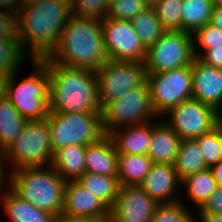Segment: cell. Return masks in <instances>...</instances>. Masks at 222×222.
I'll use <instances>...</instances> for the list:
<instances>
[{
  "instance_id": "obj_1",
  "label": "cell",
  "mask_w": 222,
  "mask_h": 222,
  "mask_svg": "<svg viewBox=\"0 0 222 222\" xmlns=\"http://www.w3.org/2000/svg\"><path fill=\"white\" fill-rule=\"evenodd\" d=\"M73 16L71 0H46L21 6L18 39L31 59L47 57L58 45L63 28Z\"/></svg>"
},
{
  "instance_id": "obj_2",
  "label": "cell",
  "mask_w": 222,
  "mask_h": 222,
  "mask_svg": "<svg viewBox=\"0 0 222 222\" xmlns=\"http://www.w3.org/2000/svg\"><path fill=\"white\" fill-rule=\"evenodd\" d=\"M40 60L49 73V112L102 113L96 72Z\"/></svg>"
},
{
  "instance_id": "obj_3",
  "label": "cell",
  "mask_w": 222,
  "mask_h": 222,
  "mask_svg": "<svg viewBox=\"0 0 222 222\" xmlns=\"http://www.w3.org/2000/svg\"><path fill=\"white\" fill-rule=\"evenodd\" d=\"M47 58L67 67L96 72L109 60L101 21L73 15L63 28L58 45Z\"/></svg>"
},
{
  "instance_id": "obj_4",
  "label": "cell",
  "mask_w": 222,
  "mask_h": 222,
  "mask_svg": "<svg viewBox=\"0 0 222 222\" xmlns=\"http://www.w3.org/2000/svg\"><path fill=\"white\" fill-rule=\"evenodd\" d=\"M10 189L36 208L62 215L66 181L51 166L22 167L10 171Z\"/></svg>"
},
{
  "instance_id": "obj_5",
  "label": "cell",
  "mask_w": 222,
  "mask_h": 222,
  "mask_svg": "<svg viewBox=\"0 0 222 222\" xmlns=\"http://www.w3.org/2000/svg\"><path fill=\"white\" fill-rule=\"evenodd\" d=\"M32 74L17 83V71L6 78V96L27 121H42L49 114V73L40 59H31Z\"/></svg>"
},
{
  "instance_id": "obj_6",
  "label": "cell",
  "mask_w": 222,
  "mask_h": 222,
  "mask_svg": "<svg viewBox=\"0 0 222 222\" xmlns=\"http://www.w3.org/2000/svg\"><path fill=\"white\" fill-rule=\"evenodd\" d=\"M4 156L10 171L51 165L53 150L48 120L27 121L16 140L4 151Z\"/></svg>"
},
{
  "instance_id": "obj_7",
  "label": "cell",
  "mask_w": 222,
  "mask_h": 222,
  "mask_svg": "<svg viewBox=\"0 0 222 222\" xmlns=\"http://www.w3.org/2000/svg\"><path fill=\"white\" fill-rule=\"evenodd\" d=\"M53 153L68 145L87 146L105 135L102 113L49 112Z\"/></svg>"
},
{
  "instance_id": "obj_8",
  "label": "cell",
  "mask_w": 222,
  "mask_h": 222,
  "mask_svg": "<svg viewBox=\"0 0 222 222\" xmlns=\"http://www.w3.org/2000/svg\"><path fill=\"white\" fill-rule=\"evenodd\" d=\"M157 118L159 117L153 109L146 81L141 86L110 100L102 108V126L105 134L123 126L144 124Z\"/></svg>"
},
{
  "instance_id": "obj_9",
  "label": "cell",
  "mask_w": 222,
  "mask_h": 222,
  "mask_svg": "<svg viewBox=\"0 0 222 222\" xmlns=\"http://www.w3.org/2000/svg\"><path fill=\"white\" fill-rule=\"evenodd\" d=\"M194 58L192 33L182 30H166L160 38L147 49L145 59L146 73H162L191 65Z\"/></svg>"
},
{
  "instance_id": "obj_10",
  "label": "cell",
  "mask_w": 222,
  "mask_h": 222,
  "mask_svg": "<svg viewBox=\"0 0 222 222\" xmlns=\"http://www.w3.org/2000/svg\"><path fill=\"white\" fill-rule=\"evenodd\" d=\"M151 102L159 120L182 101L192 98V70L186 65L170 71L147 74Z\"/></svg>"
},
{
  "instance_id": "obj_11",
  "label": "cell",
  "mask_w": 222,
  "mask_h": 222,
  "mask_svg": "<svg viewBox=\"0 0 222 222\" xmlns=\"http://www.w3.org/2000/svg\"><path fill=\"white\" fill-rule=\"evenodd\" d=\"M145 62L106 61L96 70L98 100L103 108L146 81Z\"/></svg>"
},
{
  "instance_id": "obj_12",
  "label": "cell",
  "mask_w": 222,
  "mask_h": 222,
  "mask_svg": "<svg viewBox=\"0 0 222 222\" xmlns=\"http://www.w3.org/2000/svg\"><path fill=\"white\" fill-rule=\"evenodd\" d=\"M109 60L145 62L147 49L141 43L131 20L105 18L101 21Z\"/></svg>"
},
{
  "instance_id": "obj_13",
  "label": "cell",
  "mask_w": 222,
  "mask_h": 222,
  "mask_svg": "<svg viewBox=\"0 0 222 222\" xmlns=\"http://www.w3.org/2000/svg\"><path fill=\"white\" fill-rule=\"evenodd\" d=\"M215 112V108L192 97L182 101L163 118L182 140L196 139L215 128Z\"/></svg>"
},
{
  "instance_id": "obj_14",
  "label": "cell",
  "mask_w": 222,
  "mask_h": 222,
  "mask_svg": "<svg viewBox=\"0 0 222 222\" xmlns=\"http://www.w3.org/2000/svg\"><path fill=\"white\" fill-rule=\"evenodd\" d=\"M158 204L139 185H121L109 222H151Z\"/></svg>"
},
{
  "instance_id": "obj_15",
  "label": "cell",
  "mask_w": 222,
  "mask_h": 222,
  "mask_svg": "<svg viewBox=\"0 0 222 222\" xmlns=\"http://www.w3.org/2000/svg\"><path fill=\"white\" fill-rule=\"evenodd\" d=\"M181 184L174 165L152 163L139 186L158 203H173L182 199L177 195Z\"/></svg>"
},
{
  "instance_id": "obj_16",
  "label": "cell",
  "mask_w": 222,
  "mask_h": 222,
  "mask_svg": "<svg viewBox=\"0 0 222 222\" xmlns=\"http://www.w3.org/2000/svg\"><path fill=\"white\" fill-rule=\"evenodd\" d=\"M192 97L212 108L222 107V69L195 57L191 63Z\"/></svg>"
},
{
  "instance_id": "obj_17",
  "label": "cell",
  "mask_w": 222,
  "mask_h": 222,
  "mask_svg": "<svg viewBox=\"0 0 222 222\" xmlns=\"http://www.w3.org/2000/svg\"><path fill=\"white\" fill-rule=\"evenodd\" d=\"M62 215L95 219H110V209L77 180L66 181Z\"/></svg>"
},
{
  "instance_id": "obj_18",
  "label": "cell",
  "mask_w": 222,
  "mask_h": 222,
  "mask_svg": "<svg viewBox=\"0 0 222 222\" xmlns=\"http://www.w3.org/2000/svg\"><path fill=\"white\" fill-rule=\"evenodd\" d=\"M157 121V122H156ZM182 139L163 118L152 120L148 156L153 163L174 165Z\"/></svg>"
},
{
  "instance_id": "obj_19",
  "label": "cell",
  "mask_w": 222,
  "mask_h": 222,
  "mask_svg": "<svg viewBox=\"0 0 222 222\" xmlns=\"http://www.w3.org/2000/svg\"><path fill=\"white\" fill-rule=\"evenodd\" d=\"M152 134V121L139 125L123 126L111 131L117 153L147 155Z\"/></svg>"
},
{
  "instance_id": "obj_20",
  "label": "cell",
  "mask_w": 222,
  "mask_h": 222,
  "mask_svg": "<svg viewBox=\"0 0 222 222\" xmlns=\"http://www.w3.org/2000/svg\"><path fill=\"white\" fill-rule=\"evenodd\" d=\"M85 158L86 172L117 177L118 153L108 134L86 146Z\"/></svg>"
},
{
  "instance_id": "obj_21",
  "label": "cell",
  "mask_w": 222,
  "mask_h": 222,
  "mask_svg": "<svg viewBox=\"0 0 222 222\" xmlns=\"http://www.w3.org/2000/svg\"><path fill=\"white\" fill-rule=\"evenodd\" d=\"M1 209L10 222H55V217L47 211L21 199L10 188L0 198Z\"/></svg>"
},
{
  "instance_id": "obj_22",
  "label": "cell",
  "mask_w": 222,
  "mask_h": 222,
  "mask_svg": "<svg viewBox=\"0 0 222 222\" xmlns=\"http://www.w3.org/2000/svg\"><path fill=\"white\" fill-rule=\"evenodd\" d=\"M86 146L68 145L53 153L51 166L65 181L78 180L86 172Z\"/></svg>"
},
{
  "instance_id": "obj_23",
  "label": "cell",
  "mask_w": 222,
  "mask_h": 222,
  "mask_svg": "<svg viewBox=\"0 0 222 222\" xmlns=\"http://www.w3.org/2000/svg\"><path fill=\"white\" fill-rule=\"evenodd\" d=\"M148 155L118 153L117 177L121 185H139L152 165Z\"/></svg>"
},
{
  "instance_id": "obj_24",
  "label": "cell",
  "mask_w": 222,
  "mask_h": 222,
  "mask_svg": "<svg viewBox=\"0 0 222 222\" xmlns=\"http://www.w3.org/2000/svg\"><path fill=\"white\" fill-rule=\"evenodd\" d=\"M181 186L184 187L186 194L184 200H190L196 209H200L218 187L210 168L186 177L182 180Z\"/></svg>"
},
{
  "instance_id": "obj_25",
  "label": "cell",
  "mask_w": 222,
  "mask_h": 222,
  "mask_svg": "<svg viewBox=\"0 0 222 222\" xmlns=\"http://www.w3.org/2000/svg\"><path fill=\"white\" fill-rule=\"evenodd\" d=\"M27 120L14 108L10 99L0 100V151H5L21 133Z\"/></svg>"
},
{
  "instance_id": "obj_26",
  "label": "cell",
  "mask_w": 222,
  "mask_h": 222,
  "mask_svg": "<svg viewBox=\"0 0 222 222\" xmlns=\"http://www.w3.org/2000/svg\"><path fill=\"white\" fill-rule=\"evenodd\" d=\"M77 181L109 209L114 206L120 187L118 177L85 172Z\"/></svg>"
},
{
  "instance_id": "obj_27",
  "label": "cell",
  "mask_w": 222,
  "mask_h": 222,
  "mask_svg": "<svg viewBox=\"0 0 222 222\" xmlns=\"http://www.w3.org/2000/svg\"><path fill=\"white\" fill-rule=\"evenodd\" d=\"M174 167L181 181L190 175L209 168L195 139L181 141Z\"/></svg>"
},
{
  "instance_id": "obj_28",
  "label": "cell",
  "mask_w": 222,
  "mask_h": 222,
  "mask_svg": "<svg viewBox=\"0 0 222 222\" xmlns=\"http://www.w3.org/2000/svg\"><path fill=\"white\" fill-rule=\"evenodd\" d=\"M213 3L211 0H183L182 31L194 33L211 21Z\"/></svg>"
},
{
  "instance_id": "obj_29",
  "label": "cell",
  "mask_w": 222,
  "mask_h": 222,
  "mask_svg": "<svg viewBox=\"0 0 222 222\" xmlns=\"http://www.w3.org/2000/svg\"><path fill=\"white\" fill-rule=\"evenodd\" d=\"M131 23L146 49L166 31L153 8L147 7L131 19Z\"/></svg>"
},
{
  "instance_id": "obj_30",
  "label": "cell",
  "mask_w": 222,
  "mask_h": 222,
  "mask_svg": "<svg viewBox=\"0 0 222 222\" xmlns=\"http://www.w3.org/2000/svg\"><path fill=\"white\" fill-rule=\"evenodd\" d=\"M29 55L23 50L18 38L0 37V77H9L17 71Z\"/></svg>"
},
{
  "instance_id": "obj_31",
  "label": "cell",
  "mask_w": 222,
  "mask_h": 222,
  "mask_svg": "<svg viewBox=\"0 0 222 222\" xmlns=\"http://www.w3.org/2000/svg\"><path fill=\"white\" fill-rule=\"evenodd\" d=\"M183 201L159 203L151 222H195V214H192L195 211L190 212L189 205L185 206Z\"/></svg>"
},
{
  "instance_id": "obj_32",
  "label": "cell",
  "mask_w": 222,
  "mask_h": 222,
  "mask_svg": "<svg viewBox=\"0 0 222 222\" xmlns=\"http://www.w3.org/2000/svg\"><path fill=\"white\" fill-rule=\"evenodd\" d=\"M182 6L183 0H161L153 8L165 30H182Z\"/></svg>"
},
{
  "instance_id": "obj_33",
  "label": "cell",
  "mask_w": 222,
  "mask_h": 222,
  "mask_svg": "<svg viewBox=\"0 0 222 222\" xmlns=\"http://www.w3.org/2000/svg\"><path fill=\"white\" fill-rule=\"evenodd\" d=\"M195 140L209 168L222 160V138L215 128L208 133L202 134Z\"/></svg>"
},
{
  "instance_id": "obj_34",
  "label": "cell",
  "mask_w": 222,
  "mask_h": 222,
  "mask_svg": "<svg viewBox=\"0 0 222 222\" xmlns=\"http://www.w3.org/2000/svg\"><path fill=\"white\" fill-rule=\"evenodd\" d=\"M192 35L195 57L199 58L207 49L214 46H222V30L210 22L198 28Z\"/></svg>"
},
{
  "instance_id": "obj_35",
  "label": "cell",
  "mask_w": 222,
  "mask_h": 222,
  "mask_svg": "<svg viewBox=\"0 0 222 222\" xmlns=\"http://www.w3.org/2000/svg\"><path fill=\"white\" fill-rule=\"evenodd\" d=\"M73 15L103 21L107 18L109 0H71Z\"/></svg>"
},
{
  "instance_id": "obj_36",
  "label": "cell",
  "mask_w": 222,
  "mask_h": 222,
  "mask_svg": "<svg viewBox=\"0 0 222 222\" xmlns=\"http://www.w3.org/2000/svg\"><path fill=\"white\" fill-rule=\"evenodd\" d=\"M147 6L143 0H109L107 17L131 20Z\"/></svg>"
},
{
  "instance_id": "obj_37",
  "label": "cell",
  "mask_w": 222,
  "mask_h": 222,
  "mask_svg": "<svg viewBox=\"0 0 222 222\" xmlns=\"http://www.w3.org/2000/svg\"><path fill=\"white\" fill-rule=\"evenodd\" d=\"M0 37L18 38V13L0 9Z\"/></svg>"
},
{
  "instance_id": "obj_38",
  "label": "cell",
  "mask_w": 222,
  "mask_h": 222,
  "mask_svg": "<svg viewBox=\"0 0 222 222\" xmlns=\"http://www.w3.org/2000/svg\"><path fill=\"white\" fill-rule=\"evenodd\" d=\"M196 213H215L222 215V186H218L206 203Z\"/></svg>"
},
{
  "instance_id": "obj_39",
  "label": "cell",
  "mask_w": 222,
  "mask_h": 222,
  "mask_svg": "<svg viewBox=\"0 0 222 222\" xmlns=\"http://www.w3.org/2000/svg\"><path fill=\"white\" fill-rule=\"evenodd\" d=\"M199 59L205 64L222 69V46H214L207 49Z\"/></svg>"
},
{
  "instance_id": "obj_40",
  "label": "cell",
  "mask_w": 222,
  "mask_h": 222,
  "mask_svg": "<svg viewBox=\"0 0 222 222\" xmlns=\"http://www.w3.org/2000/svg\"><path fill=\"white\" fill-rule=\"evenodd\" d=\"M5 165L7 168L8 164L5 159L4 152L0 151V198L2 194L4 193V191H6L5 189L10 188V185H8V187L5 188L6 184H10V174H11L10 171L8 172L7 169L5 170Z\"/></svg>"
},
{
  "instance_id": "obj_41",
  "label": "cell",
  "mask_w": 222,
  "mask_h": 222,
  "mask_svg": "<svg viewBox=\"0 0 222 222\" xmlns=\"http://www.w3.org/2000/svg\"><path fill=\"white\" fill-rule=\"evenodd\" d=\"M55 222H109V219L69 217L61 215L60 217L55 219Z\"/></svg>"
},
{
  "instance_id": "obj_42",
  "label": "cell",
  "mask_w": 222,
  "mask_h": 222,
  "mask_svg": "<svg viewBox=\"0 0 222 222\" xmlns=\"http://www.w3.org/2000/svg\"><path fill=\"white\" fill-rule=\"evenodd\" d=\"M22 6V0H0V9L10 12H17Z\"/></svg>"
},
{
  "instance_id": "obj_43",
  "label": "cell",
  "mask_w": 222,
  "mask_h": 222,
  "mask_svg": "<svg viewBox=\"0 0 222 222\" xmlns=\"http://www.w3.org/2000/svg\"><path fill=\"white\" fill-rule=\"evenodd\" d=\"M197 217L200 219L197 220ZM222 222V215L215 213H198L195 222Z\"/></svg>"
},
{
  "instance_id": "obj_44",
  "label": "cell",
  "mask_w": 222,
  "mask_h": 222,
  "mask_svg": "<svg viewBox=\"0 0 222 222\" xmlns=\"http://www.w3.org/2000/svg\"><path fill=\"white\" fill-rule=\"evenodd\" d=\"M210 23L222 30V5L213 7Z\"/></svg>"
},
{
  "instance_id": "obj_45",
  "label": "cell",
  "mask_w": 222,
  "mask_h": 222,
  "mask_svg": "<svg viewBox=\"0 0 222 222\" xmlns=\"http://www.w3.org/2000/svg\"><path fill=\"white\" fill-rule=\"evenodd\" d=\"M213 176L217 182V186H222V160L210 167Z\"/></svg>"
},
{
  "instance_id": "obj_46",
  "label": "cell",
  "mask_w": 222,
  "mask_h": 222,
  "mask_svg": "<svg viewBox=\"0 0 222 222\" xmlns=\"http://www.w3.org/2000/svg\"><path fill=\"white\" fill-rule=\"evenodd\" d=\"M215 129L220 133L222 138V107L217 108L215 112Z\"/></svg>"
},
{
  "instance_id": "obj_47",
  "label": "cell",
  "mask_w": 222,
  "mask_h": 222,
  "mask_svg": "<svg viewBox=\"0 0 222 222\" xmlns=\"http://www.w3.org/2000/svg\"><path fill=\"white\" fill-rule=\"evenodd\" d=\"M6 96V78L0 77V100Z\"/></svg>"
},
{
  "instance_id": "obj_48",
  "label": "cell",
  "mask_w": 222,
  "mask_h": 222,
  "mask_svg": "<svg viewBox=\"0 0 222 222\" xmlns=\"http://www.w3.org/2000/svg\"><path fill=\"white\" fill-rule=\"evenodd\" d=\"M46 0H22V6H30V5H36L44 2Z\"/></svg>"
},
{
  "instance_id": "obj_49",
  "label": "cell",
  "mask_w": 222,
  "mask_h": 222,
  "mask_svg": "<svg viewBox=\"0 0 222 222\" xmlns=\"http://www.w3.org/2000/svg\"><path fill=\"white\" fill-rule=\"evenodd\" d=\"M147 7L154 8L161 0H143Z\"/></svg>"
},
{
  "instance_id": "obj_50",
  "label": "cell",
  "mask_w": 222,
  "mask_h": 222,
  "mask_svg": "<svg viewBox=\"0 0 222 222\" xmlns=\"http://www.w3.org/2000/svg\"><path fill=\"white\" fill-rule=\"evenodd\" d=\"M214 6L222 5V0H211Z\"/></svg>"
}]
</instances>
